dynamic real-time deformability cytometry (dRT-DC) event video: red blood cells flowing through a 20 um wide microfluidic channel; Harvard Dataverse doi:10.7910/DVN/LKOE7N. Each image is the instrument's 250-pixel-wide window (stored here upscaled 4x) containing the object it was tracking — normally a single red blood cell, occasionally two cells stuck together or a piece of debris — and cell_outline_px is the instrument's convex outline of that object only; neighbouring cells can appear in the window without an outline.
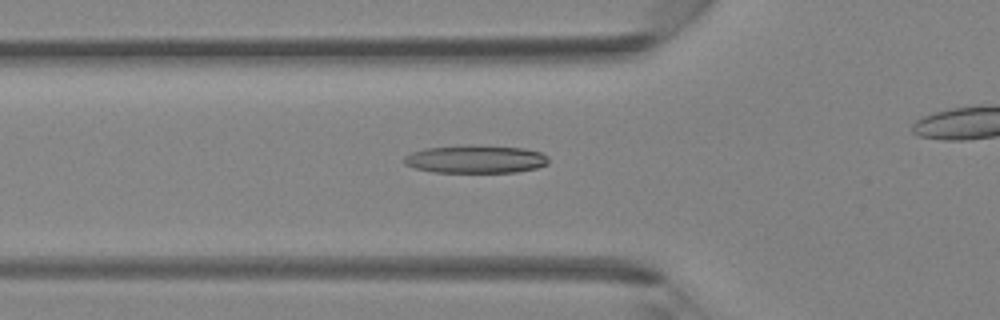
{"species": "Egyptian fruit bat (a non-hibernating species)", "species_latin": "Rousettus aegyptiacus", "temperature_condition": "room temperature", "stored_images_in_passage": 29, "camera_frame_rate_fps": 3000, "um_per_image_px": 0.085, "animal": {"sex": "female"}, "frame": {"image": 1, "passage_image": 10, "time_ms": 3.0, "image_size_px": [1000, 320], "cell_outline_px": [[548, 164], [536, 168], [516, 172], [432, 172], [416, 168], [404, 164], [404, 156], [412, 152], [424, 148], [468, 144], [472, 144], [524, 148], [540, 152], [548, 156]], "centroid_in_image_um": [40.42, 13.51], "position_along_channel_um": 85.4, "area_um2": 23.81}}
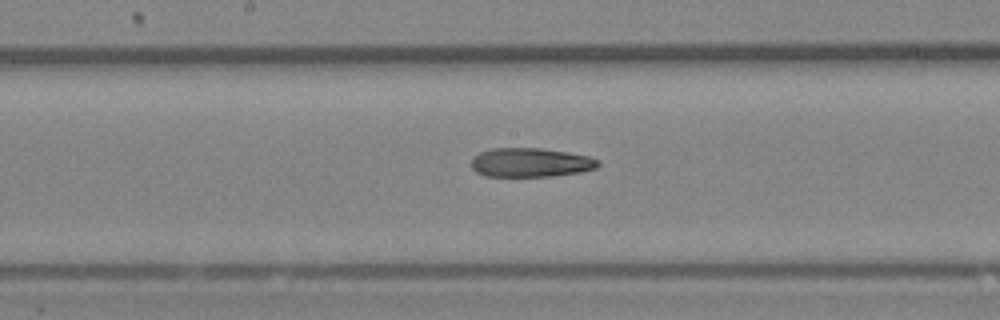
{"frame": {"image": 2, "passage_image": 17, "time_ms": 5.333, "image_size_px": [1000, 320], "cell_outline_px": [[600, 164], [596, 168], [580, 172], [552, 176], [484, 176], [476, 172], [472, 168], [472, 160], [480, 152], [492, 148], [540, 148], [568, 152], [588, 156], [600, 160]], "centroid_in_image_um": [45.12, 13.81], "position_along_channel_um": 203.1, "area_um2": 21.44}}
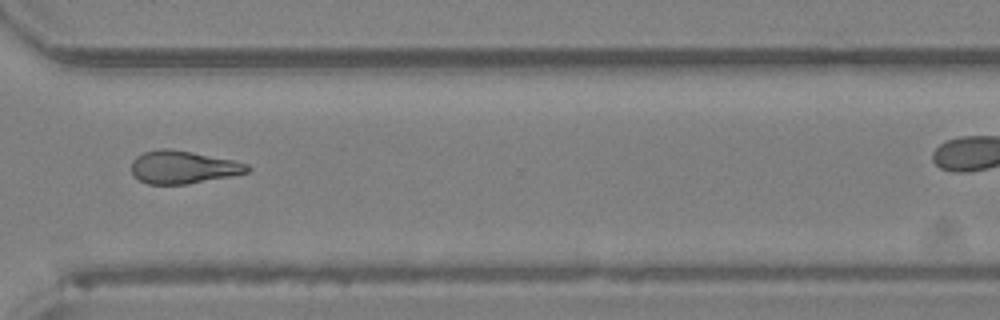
{"frame": {"image": 3, "passage_image": 26, "time_ms": 8.333, "image_size_px": [1000, 320], "cell_outline_px": [[252, 168], [248, 172], [232, 176], [188, 184], [148, 184], [140, 180], [132, 172], [132, 160], [136, 156], [144, 152], [160, 148], [168, 148], [192, 152], [232, 160], [248, 164]], "centroid_in_image_um": [15.57, 14.21], "position_along_channel_um": 355.0, "area_um2": 22.14}}